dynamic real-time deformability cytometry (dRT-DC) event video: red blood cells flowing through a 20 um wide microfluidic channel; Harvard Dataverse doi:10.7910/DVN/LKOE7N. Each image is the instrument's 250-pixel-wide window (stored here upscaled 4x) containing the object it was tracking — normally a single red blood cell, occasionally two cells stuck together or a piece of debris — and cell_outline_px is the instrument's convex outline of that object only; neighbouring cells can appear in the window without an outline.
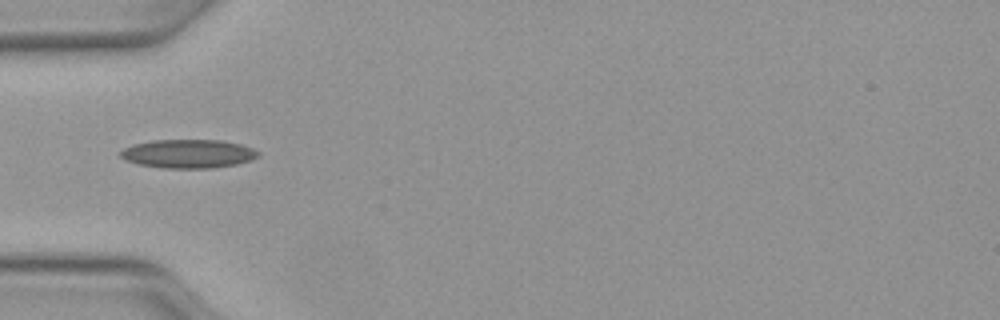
{"species": "Egyptian fruit bat (a non-hibernating species)", "species_latin": "Rousettus aegyptiacus", "temperature_condition": "warm", "stored_images_in_passage": 22, "camera_frame_rate_fps": 3000, "um_per_image_px": 0.085, "animal": {"sex": "female"}, "frame": {"image": 1, "passage_image": 7, "time_ms": 2.0, "image_size_px": [1000, 320], "cell_outline_px": [[260, 156], [252, 160], [236, 164], [212, 168], [164, 168], [140, 164], [124, 160], [120, 156], [120, 152], [124, 148], [136, 144], [152, 140], [220, 140], [240, 144], [252, 148], [260, 152]], "centroid_in_image_um": [16.03, 13.07], "position_along_channel_um": 69.0, "area_um2": 22.95}}
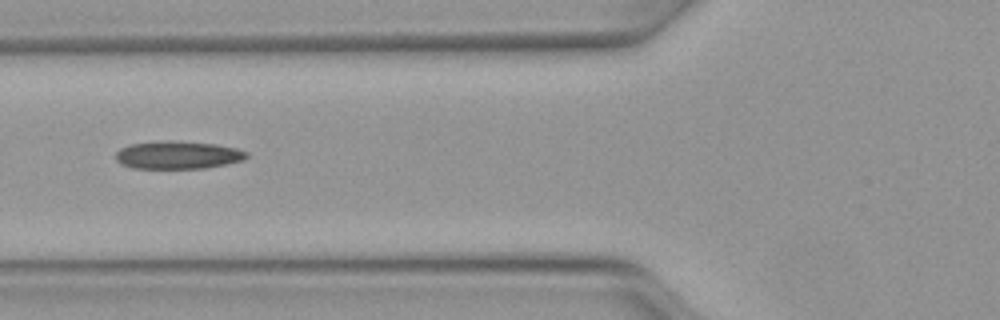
{"frame": {"image": 2, "passage_image": 10, "time_ms": 3.0, "image_size_px": [1000, 320], "cell_outline_px": [[248, 156], [244, 160], [204, 168], [132, 168], [120, 164], [116, 160], [116, 152], [120, 148], [132, 144], [216, 144], [236, 148], [248, 152]], "centroid_in_image_um": [15.14, 13.24], "position_along_channel_um": 110.7, "area_um2": 19.94}}
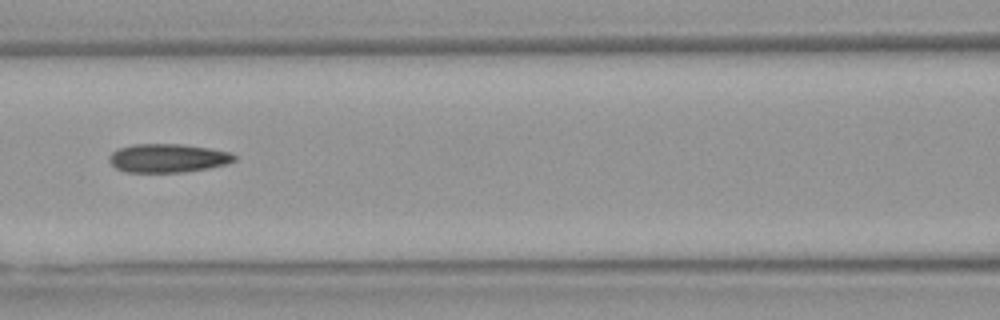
{"frame": {"image": 3, "passage_image": 13, "time_ms": 4.0, "image_size_px": [1000, 320], "cell_outline_px": [[236, 160], [224, 164], [208, 168], [180, 172], [124, 172], [116, 168], [108, 160], [108, 156], [112, 152], [120, 148], [132, 144], [184, 144], [232, 152], [236, 156]], "centroid_in_image_um": [14.25, 13.43], "position_along_channel_um": 152.4, "area_um2": 20.87}}